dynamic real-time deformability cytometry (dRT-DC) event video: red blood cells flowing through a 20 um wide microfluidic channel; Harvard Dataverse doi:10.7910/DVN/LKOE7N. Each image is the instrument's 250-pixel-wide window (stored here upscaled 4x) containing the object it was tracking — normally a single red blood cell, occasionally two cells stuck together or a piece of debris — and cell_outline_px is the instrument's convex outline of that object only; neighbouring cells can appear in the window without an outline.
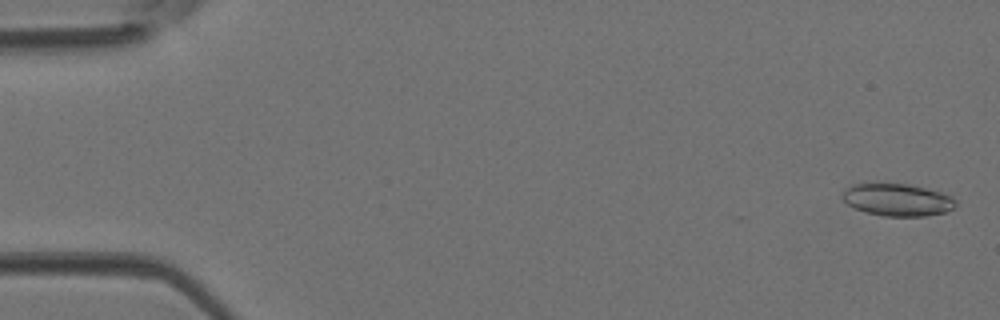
{"species": "Egyptian fruit bat (a non-hibernating species)", "species_latin": "Rousettus aegyptiacus", "temperature_condition": "room temperature", "stored_images_in_passage": 46, "camera_frame_rate_fps": 3000, "um_per_image_px": 0.085, "animal": {"sex": "female"}, "frame": {"image": 1, "passage_image": 2, "time_ms": 0.333, "image_size_px": [1000, 320], "cell_outline_px": [[956, 204], [952, 208], [944, 212], [924, 216], [884, 216], [868, 212], [856, 208], [848, 204], [840, 196], [844, 188], [852, 184], [908, 184], [940, 192], [952, 196]], "centroid_in_image_um": [76.24, 16.98], "position_along_channel_um": 8.8, "area_um2": 21.04}}
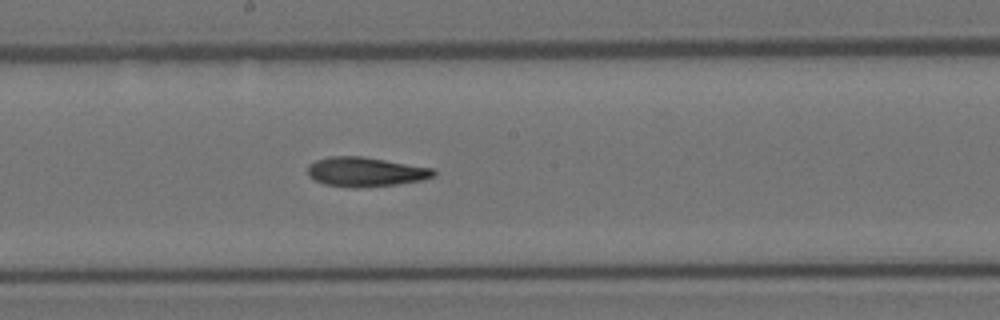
{"frame": {"image": 2, "passage_image": 25, "time_ms": 8.0, "image_size_px": [1000, 320], "cell_outline_px": [[436, 176], [420, 180], [396, 184], [356, 188], [324, 184], [308, 176], [308, 164], [316, 160], [328, 156], [360, 156], [432, 168], [436, 172]], "centroid_in_image_um": [31.03, 14.6], "position_along_channel_um": 217.2, "area_um2": 21.39}}
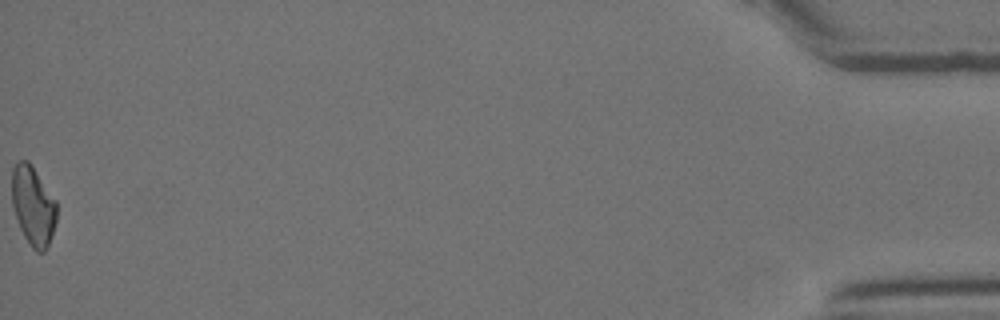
{"frame": {"image": 3, "passage_image": 46, "time_ms": 15.0, "image_size_px": [1000, 320], "cell_outline_px": [[56, 220], [48, 244], [44, 252], [36, 252], [32, 248], [24, 236], [20, 228], [12, 204], [12, 168], [20, 160], [28, 160], [32, 164], [56, 200]], "centroid_in_image_um": [2.81, 17.46], "position_along_channel_um": 432.4, "area_um2": 20.58}}